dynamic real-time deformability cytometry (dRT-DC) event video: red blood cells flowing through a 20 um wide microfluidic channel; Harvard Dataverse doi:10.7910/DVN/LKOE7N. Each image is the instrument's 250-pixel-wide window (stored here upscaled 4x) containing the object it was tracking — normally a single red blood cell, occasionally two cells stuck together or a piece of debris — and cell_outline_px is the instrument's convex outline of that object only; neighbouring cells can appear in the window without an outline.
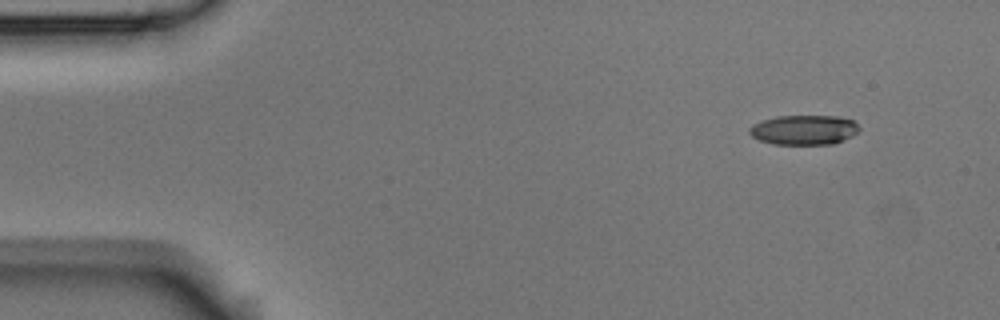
{"species": "Egyptian fruit bat (a non-hibernating species)", "species_latin": "Rousettus aegyptiacus", "temperature_condition": "room temperature", "stored_images_in_passage": 52, "camera_frame_rate_fps": 3000, "um_per_image_px": 0.085, "animal": {"sex": "male"}, "frame": {"image": 1, "passage_image": 1, "time_ms": 0.0, "image_size_px": [1000, 320], "cell_outline_px": [[860, 128], [852, 136], [844, 140], [832, 144], [772, 144], [760, 140], [752, 136], [748, 132], [748, 128], [752, 124], [776, 116], [840, 116], [852, 120]], "centroid_in_image_um": [68.32, 11.04], "position_along_channel_um": 16.7, "area_um2": 19.02}}
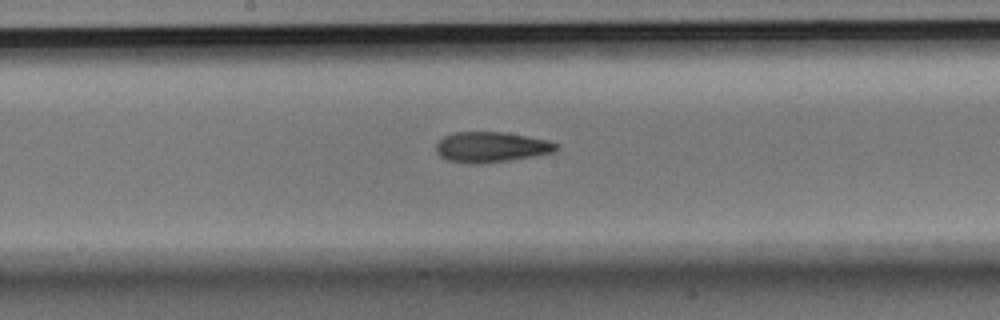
{"frame": {"image": 2, "passage_image": 25, "time_ms": 8.0, "image_size_px": [1000, 320], "cell_outline_px": [[560, 144], [552, 152], [536, 156], [508, 160], [476, 164], [468, 164], [448, 160], [440, 156], [436, 152], [436, 144], [444, 136], [452, 132], [504, 132], [548, 140]], "centroid_in_image_um": [41.73, 12.5], "position_along_channel_um": 206.5, "area_um2": 21.27}}
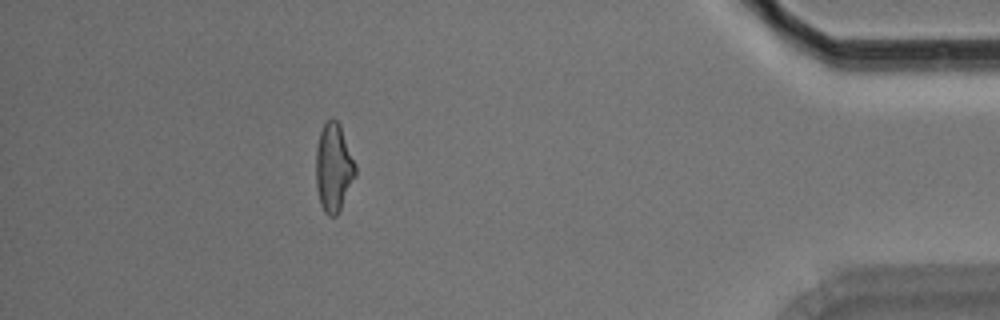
{"frame": {"image": 3, "passage_image": 46, "time_ms": 15.0, "image_size_px": [1000, 320], "cell_outline_px": [[356, 176], [336, 216], [328, 216], [324, 212], [320, 204], [316, 188], [316, 148], [320, 132], [324, 124], [332, 116], [340, 124], [356, 164]], "centroid_in_image_um": [28.35, 14.23], "position_along_channel_um": 406.8, "area_um2": 20.4}, "authors_computed_cell_mechanics": {"area_um2": 20.5479, "velocity_mm_per_s": 3.5796, "shape_relaxation_time_tau1_ms": null, "shape_relaxation_time_tau2_ms": 5.338, "deformation_change_tau1": null, "deformation_change_tau2": 0.1562}}